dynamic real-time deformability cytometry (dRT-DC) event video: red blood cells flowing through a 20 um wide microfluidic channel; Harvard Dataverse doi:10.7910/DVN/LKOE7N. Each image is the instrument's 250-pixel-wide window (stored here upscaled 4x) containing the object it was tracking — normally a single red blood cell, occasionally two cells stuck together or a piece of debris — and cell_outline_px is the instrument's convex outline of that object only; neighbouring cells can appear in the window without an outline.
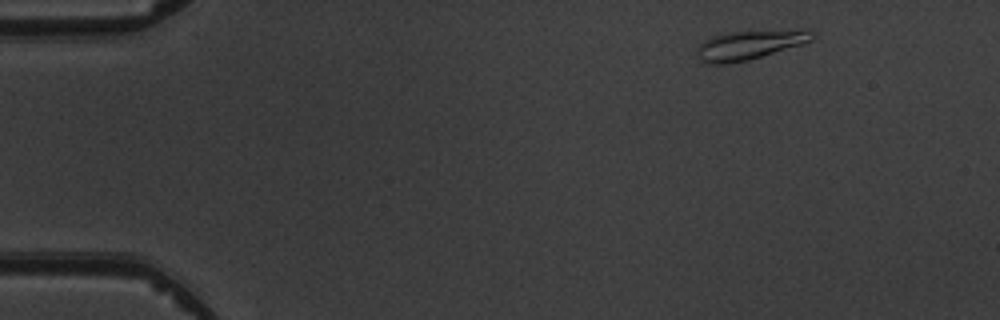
{"species": "common noctule bat (a hibernating species)", "species_latin": "Nyctalus noctula", "temperature_condition": "warm", "stored_images_in_passage": 3, "camera_frame_rate_fps": 3000, "um_per_image_px": 0.085, "animal": {"sex": "male", "body_mass_g": 19.5, "forearm_length_mm": 54.6}, "frame": {"image": 1, "passage_image": 1, "time_ms": 0.0, "image_size_px": [1000, 320], "cell_outline_px": [[816, 36], [812, 40], [800, 44], [748, 60], [732, 64], [708, 64], [700, 60], [696, 56], [696, 48], [704, 40], [712, 36], [728, 32], [808, 28], [816, 32]], "centroid_in_image_um": [63.72, 3.79], "position_along_channel_um": 21.3, "area_um2": 20.06}}